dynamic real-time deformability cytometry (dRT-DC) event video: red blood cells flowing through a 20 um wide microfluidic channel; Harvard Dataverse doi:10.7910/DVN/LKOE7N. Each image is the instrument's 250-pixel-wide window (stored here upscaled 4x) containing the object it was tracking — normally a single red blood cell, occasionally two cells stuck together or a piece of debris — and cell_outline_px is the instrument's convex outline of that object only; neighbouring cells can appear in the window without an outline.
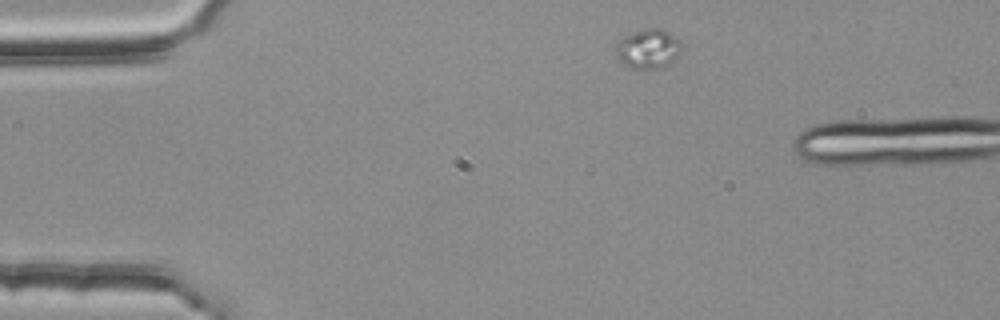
{"species": "common noctule bat (a hibernating species)", "species_latin": "Nyctalus noctula", "temperature_condition": "room temperature", "stored_images_in_passage": 2, "camera_frame_rate_fps": 3000, "um_per_image_px": 0.085, "animal": {"sex": "female", "body_mass_g": 25.1}, "frame": {"image": 1, "passage_image": 1, "time_ms": 0.0, "image_size_px": [1000, 320], "cell_outline_px": [[680, 48], [676, 56], [668, 64], [656, 68], [628, 68], [620, 64], [616, 60], [616, 40], [632, 32], [648, 28], [664, 28], [680, 40]], "centroid_in_image_um": [55.01, 4.13], "position_along_channel_um": 30.0, "area_um2": 15.26}}